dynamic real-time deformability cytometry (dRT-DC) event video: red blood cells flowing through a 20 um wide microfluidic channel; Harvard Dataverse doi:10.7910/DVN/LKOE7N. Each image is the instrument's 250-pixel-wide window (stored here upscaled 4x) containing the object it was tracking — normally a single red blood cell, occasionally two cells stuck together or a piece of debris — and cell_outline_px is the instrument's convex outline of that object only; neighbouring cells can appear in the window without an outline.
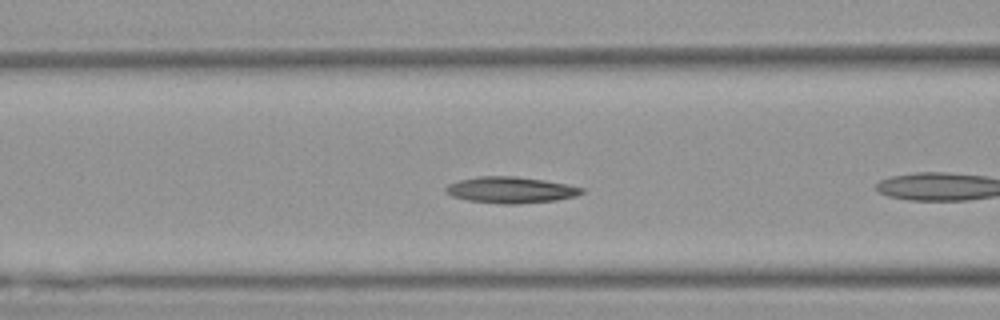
{"species": "Egyptian fruit bat (a non-hibernating species)", "species_latin": "Rousettus aegyptiacus", "temperature_condition": "warm", "stored_images_in_passage": 33, "camera_frame_rate_fps": 3000, "um_per_image_px": 0.085, "animal": {"sex": "female"}, "frame": {"image": 1, "passage_image": 6, "time_ms": 1.667, "image_size_px": [1000, 320], "cell_outline_px": [[584, 192], [576, 196], [556, 200], [516, 204], [500, 204], [468, 200], [452, 196], [444, 192], [444, 188], [448, 184], [460, 180], [480, 176], [516, 176], [544, 180], [568, 184], [584, 188]], "centroid_in_image_um": [43.41, 16.14], "position_along_channel_um": 123.2, "area_um2": 20.87}}
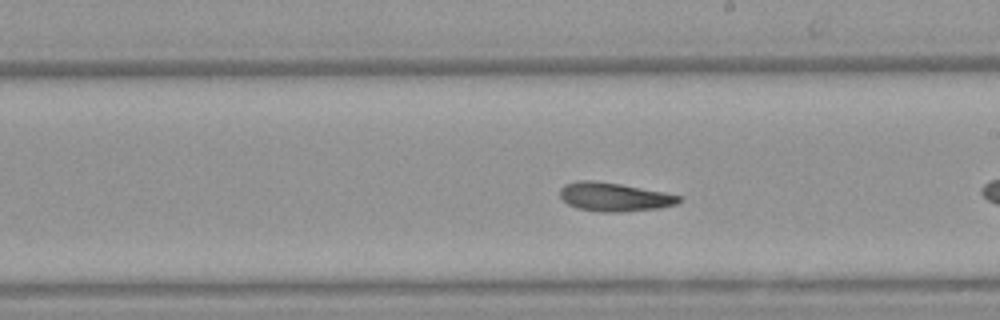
{"frame": {"image": 2, "passage_image": 15, "time_ms": 4.667, "image_size_px": [1000, 320], "cell_outline_px": [[684, 196], [676, 204], [660, 208], [620, 212], [600, 212], [576, 208], [568, 204], [560, 196], [560, 188], [564, 184], [580, 180], [592, 180], [620, 184], [664, 192]], "centroid_in_image_um": [52.21, 16.74], "position_along_channel_um": 236.8, "area_um2": 19.94}, "authors_computed_cell_mechanics": {"area_um2": 19.5942, "velocity_mm_per_s": 3.8022, "shape_relaxation_time_tau1_ms": 8.6221, "shape_relaxation_time_tau2_ms": 4.0075, "deformation_change_tau1": 0.1935, "deformation_change_tau2": 0.097}}